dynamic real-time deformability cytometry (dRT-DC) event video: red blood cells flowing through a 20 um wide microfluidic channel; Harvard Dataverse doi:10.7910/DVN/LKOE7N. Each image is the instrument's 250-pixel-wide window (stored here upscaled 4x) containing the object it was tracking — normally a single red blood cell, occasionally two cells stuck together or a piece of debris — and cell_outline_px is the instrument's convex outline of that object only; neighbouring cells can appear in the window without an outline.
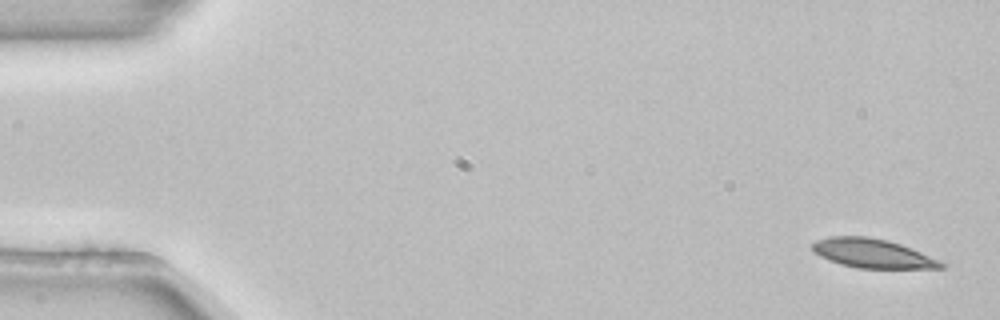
{"species": "common noctule bat (a hibernating species)", "species_latin": "Nyctalus noctula", "temperature_condition": "room temperature", "stored_images_in_passage": 4, "camera_frame_rate_fps": 3000, "um_per_image_px": 0.085, "animal": {"sex": "female", "body_mass_g": 22.7, "forearm_length_mm": 54.2}, "frame": {"image": 1, "passage_image": 1, "time_ms": 0.0, "image_size_px": [1000, 320], "cell_outline_px": [[948, 264], [944, 268], [856, 268], [840, 264], [828, 260], [820, 256], [812, 248], [812, 244], [816, 240], [832, 236], [868, 236], [888, 240], [912, 248], [940, 260]], "centroid_in_image_um": [74.2, 21.54], "position_along_channel_um": 10.8, "area_um2": 21.91}}